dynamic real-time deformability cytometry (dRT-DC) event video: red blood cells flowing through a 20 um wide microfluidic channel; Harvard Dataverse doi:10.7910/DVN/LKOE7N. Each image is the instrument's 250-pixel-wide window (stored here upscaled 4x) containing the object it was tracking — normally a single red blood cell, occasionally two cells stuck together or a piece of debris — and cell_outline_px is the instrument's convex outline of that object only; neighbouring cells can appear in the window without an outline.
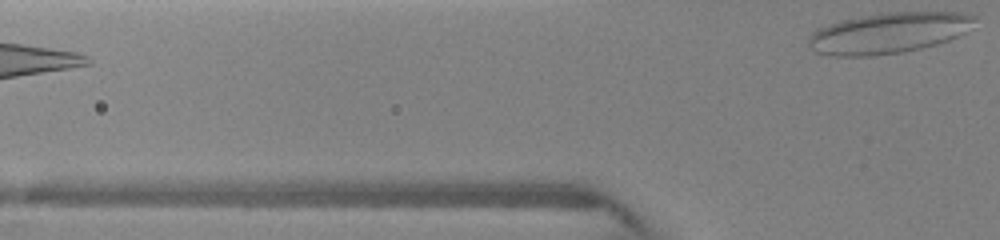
{"species": "human", "species_latin": "Homo sapiens", "temperature_condition": "warm", "stored_images_in_passage": 3, "camera_frame_rate_fps": 3000, "um_per_image_px": 0.085, "donor": {"sex": "female"}, "frame": {"image": 1, "passage_image": 3, "time_ms": 1.667, "image_size_px": [1000, 240], "cell_outline_px": [[976, 20], [964, 32], [948, 40], [936, 44], [920, 48], [900, 52], [876, 56], [828, 56], [816, 52], [808, 48], [808, 36], [816, 28], [828, 24], [860, 16], [888, 12], [964, 12], [976, 16]], "centroid_in_image_um": [75.46, 2.8], "position_along_channel_um": 50.3, "area_um2": 39.59}}